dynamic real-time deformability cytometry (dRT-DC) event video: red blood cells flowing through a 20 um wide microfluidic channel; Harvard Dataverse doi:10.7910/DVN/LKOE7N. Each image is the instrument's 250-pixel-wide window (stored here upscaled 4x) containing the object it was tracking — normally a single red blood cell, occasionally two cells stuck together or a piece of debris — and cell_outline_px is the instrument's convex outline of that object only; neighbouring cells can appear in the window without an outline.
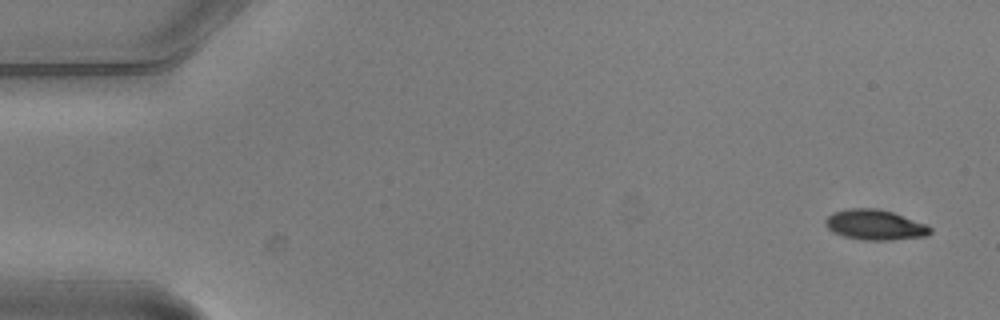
{"species": "common noctule bat (a hibernating species)", "species_latin": "Nyctalus noctula", "temperature_condition": "warm", "stored_images_in_passage": 5, "camera_frame_rate_fps": 3000, "um_per_image_px": 0.085, "animal": {"sex": "male", "body_mass_g": 20.5, "forearm_length_mm": 52.5}, "frame": {"image": 1, "passage_image": 1, "time_ms": 0.0, "image_size_px": [1000, 320], "cell_outline_px": [[932, 232], [924, 236], [892, 240], [864, 240], [844, 236], [832, 232], [824, 224], [824, 220], [832, 212], [848, 208], [876, 208], [892, 212], [928, 224], [932, 228]], "centroid_in_image_um": [74.36, 19.1], "position_along_channel_um": 10.6, "area_um2": 18.61}}